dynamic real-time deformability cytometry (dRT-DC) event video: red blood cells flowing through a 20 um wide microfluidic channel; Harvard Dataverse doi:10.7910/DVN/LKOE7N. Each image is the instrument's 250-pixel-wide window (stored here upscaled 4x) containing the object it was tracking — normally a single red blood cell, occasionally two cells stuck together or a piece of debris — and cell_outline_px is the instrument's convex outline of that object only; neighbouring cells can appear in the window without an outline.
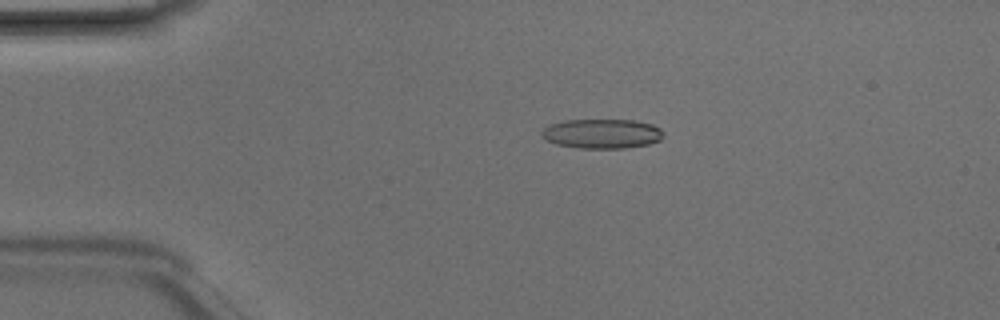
{"species": "Egyptian fruit bat (a non-hibernating species)", "species_latin": "Rousettus aegyptiacus", "temperature_condition": "room temperature", "stored_images_in_passage": 39, "camera_frame_rate_fps": 3000, "um_per_image_px": 0.085, "animal": {"sex": "male"}, "frame": {"image": 1, "passage_image": 1, "time_ms": 0.0, "image_size_px": [1000, 320], "cell_outline_px": [[664, 136], [660, 140], [648, 144], [624, 148], [580, 148], [556, 144], [548, 140], [540, 132], [548, 124], [564, 120], [636, 120], [652, 124], [660, 128], [664, 132]], "centroid_in_image_um": [51.19, 11.35], "position_along_channel_um": 33.8, "area_um2": 20.98}}
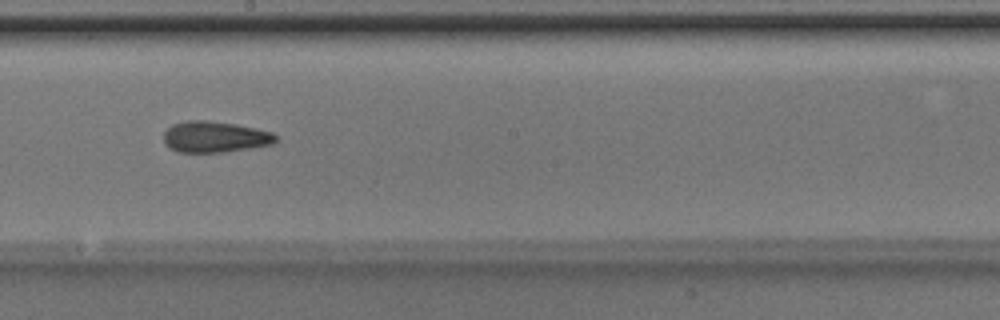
{"frame": {"image": 2, "passage_image": 18, "time_ms": 5.667, "image_size_px": [1000, 320], "cell_outline_px": [[276, 140], [272, 144], [252, 148], [224, 152], [176, 152], [168, 148], [164, 144], [164, 132], [172, 124], [188, 120], [208, 120], [236, 124], [256, 128], [272, 132], [276, 136]], "centroid_in_image_um": [18.23, 11.63], "position_along_channel_um": 230.0, "area_um2": 20.52}}
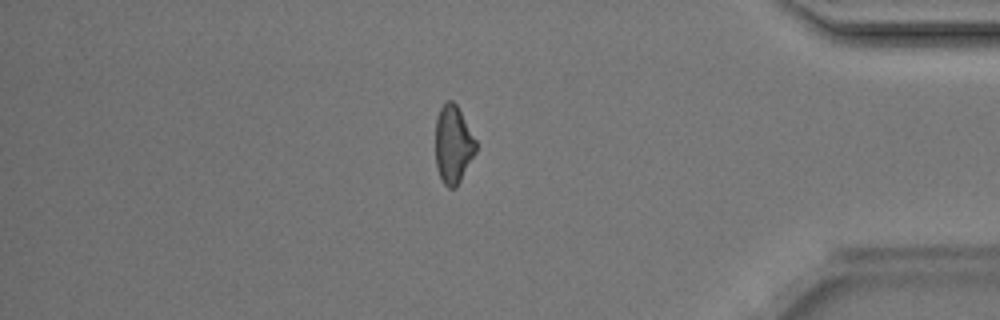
{"frame": {"image": 3, "passage_image": 32, "time_ms": 10.333, "image_size_px": [1000, 320], "cell_outline_px": [[476, 152], [456, 188], [448, 188], [444, 184], [440, 176], [436, 164], [436, 120], [440, 108], [444, 100], [452, 100], [456, 104], [476, 140]], "centroid_in_image_um": [38.52, 12.27], "position_along_channel_um": 396.7, "area_um2": 18.26}, "authors_computed_cell_mechanics": {"area_um2": 19.941, "velocity_mm_per_s": 4.2321, "shape_relaxation_time_tau1_ms": 10.2821, "shape_relaxation_time_tau2_ms": 3.103, "deformation_change_tau1": 0.1711, "deformation_change_tau2": 0.1332}}